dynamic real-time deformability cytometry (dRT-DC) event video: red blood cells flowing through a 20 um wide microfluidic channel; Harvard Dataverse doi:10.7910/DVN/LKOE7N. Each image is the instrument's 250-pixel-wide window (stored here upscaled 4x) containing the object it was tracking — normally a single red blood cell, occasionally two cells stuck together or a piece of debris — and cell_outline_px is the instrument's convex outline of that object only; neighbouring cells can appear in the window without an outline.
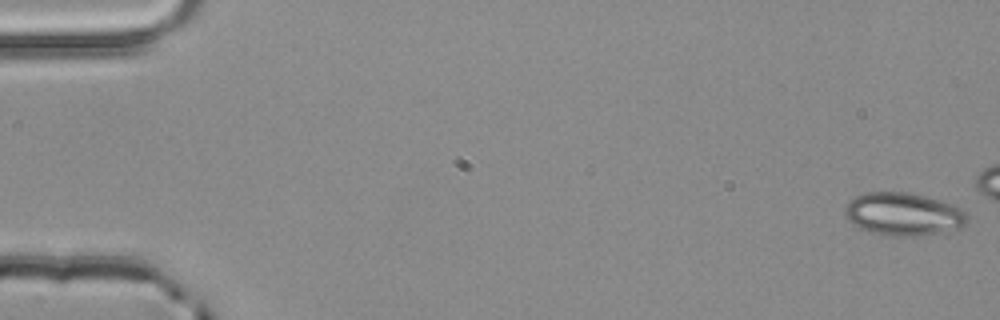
{"species": "common noctule bat (a hibernating species)", "species_latin": "Nyctalus noctula", "temperature_condition": "room temperature", "stored_images_in_passage": 5, "camera_frame_rate_fps": 3000, "um_per_image_px": 0.085, "animal": {"sex": "male", "body_mass_g": 20.4}, "frame": {"image": 1, "passage_image": 1, "time_ms": 0.0, "image_size_px": [1000, 320], "cell_outline_px": [[968, 220], [960, 228], [944, 232], [916, 236], [884, 236], [860, 228], [852, 224], [844, 216], [844, 208], [856, 196], [864, 192], [908, 192], [956, 204], [968, 216]], "centroid_in_image_um": [76.79, 18.2], "position_along_channel_um": 8.2, "area_um2": 30.81}}